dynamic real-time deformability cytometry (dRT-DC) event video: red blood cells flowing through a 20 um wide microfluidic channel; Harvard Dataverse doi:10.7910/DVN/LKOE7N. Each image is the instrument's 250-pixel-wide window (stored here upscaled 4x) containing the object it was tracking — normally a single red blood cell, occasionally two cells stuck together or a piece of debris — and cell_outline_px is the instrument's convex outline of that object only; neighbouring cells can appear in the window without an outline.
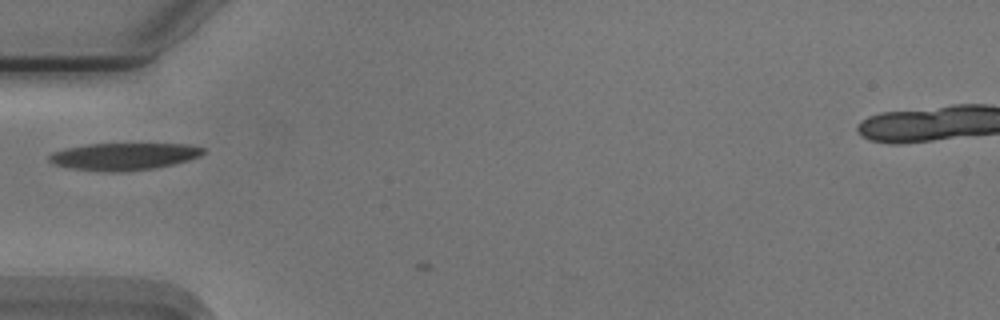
{"species": "Egyptian fruit bat (a non-hibernating species)", "species_latin": "Rousettus aegyptiacus", "temperature_condition": "cold", "stored_images_in_passage": 5, "camera_frame_rate_fps": 3000, "um_per_image_px": 0.085, "animal": {"sex": "male"}, "frame": {"image": 1, "passage_image": 2, "time_ms": 0.333, "image_size_px": [1000, 320], "cell_outline_px": [[204, 152], [200, 156], [188, 160], [172, 164], [152, 168], [124, 172], [100, 172], [72, 168], [52, 164], [48, 160], [48, 156], [52, 152], [64, 148], [88, 144], [188, 144], [204, 148]], "centroid_in_image_um": [10.47, 13.3], "position_along_channel_um": 74.5, "area_um2": 24.45}}